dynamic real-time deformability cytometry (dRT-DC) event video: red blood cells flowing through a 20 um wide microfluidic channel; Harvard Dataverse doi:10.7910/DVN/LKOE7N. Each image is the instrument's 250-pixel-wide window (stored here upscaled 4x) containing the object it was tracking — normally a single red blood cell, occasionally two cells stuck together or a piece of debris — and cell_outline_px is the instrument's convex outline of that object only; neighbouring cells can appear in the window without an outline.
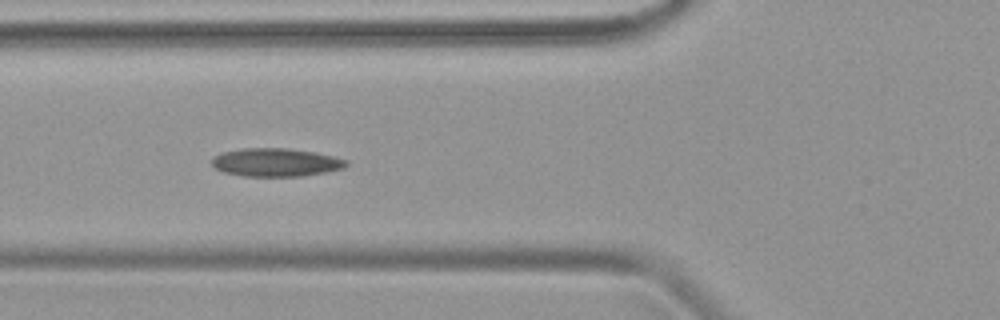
{"species": "common noctule bat (a hibernating species)", "species_latin": "Nyctalus noctula", "temperature_condition": "warm", "stored_images_in_passage": 48, "camera_frame_rate_fps": 3000, "um_per_image_px": 0.085, "animal": {"sex": "female", "body_mass_g": 19.9}, "frame": {"image": 1, "passage_image": 17, "time_ms": 5.333, "image_size_px": [1000, 320], "cell_outline_px": [[348, 164], [344, 168], [324, 172], [300, 176], [244, 176], [224, 172], [216, 168], [212, 164], [212, 156], [224, 152], [240, 148], [288, 148], [316, 152], [348, 160]], "centroid_in_image_um": [23.44, 13.79], "position_along_channel_um": 102.4, "area_um2": 22.08}}
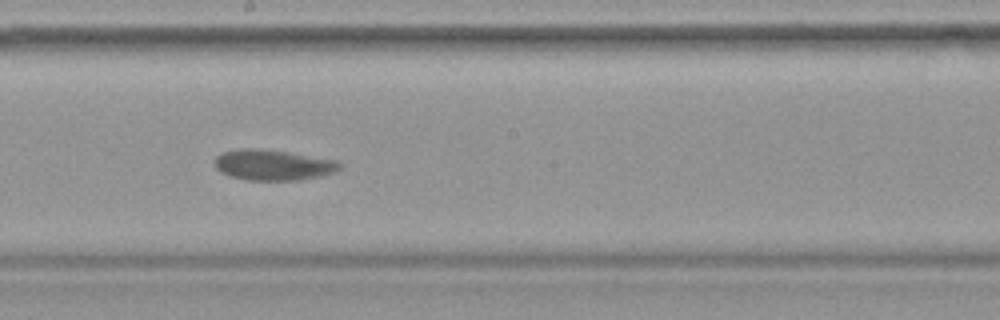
{"frame": {"image": 2, "passage_image": 26, "time_ms": 8.333, "image_size_px": [1000, 320], "cell_outline_px": [[344, 164], [336, 172], [320, 176], [300, 180], [248, 180], [232, 176], [220, 172], [216, 168], [216, 156], [224, 152], [240, 148], [256, 148], [292, 152], [340, 160]], "centroid_in_image_um": [23.3, 14.01], "position_along_channel_um": 224.9, "area_um2": 22.6}}
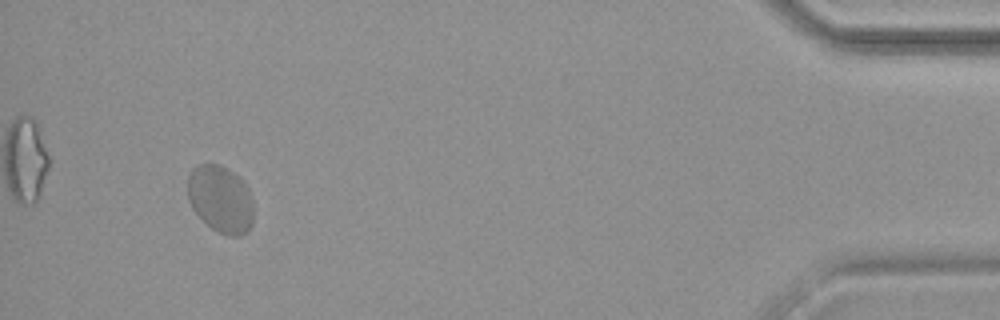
{"frame": {"image": 3, "passage_image": 45, "time_ms": 14.667, "image_size_px": [1000, 320], "cell_outline_px": [[252, 224], [248, 232], [240, 236], [228, 236], [216, 232], [192, 208], [188, 200], [188, 176], [192, 168], [196, 164], [220, 164], [232, 172], [248, 188], [252, 200]], "centroid_in_image_um": [18.74, 16.93], "position_along_channel_um": 416.5, "area_um2": 25.72}}